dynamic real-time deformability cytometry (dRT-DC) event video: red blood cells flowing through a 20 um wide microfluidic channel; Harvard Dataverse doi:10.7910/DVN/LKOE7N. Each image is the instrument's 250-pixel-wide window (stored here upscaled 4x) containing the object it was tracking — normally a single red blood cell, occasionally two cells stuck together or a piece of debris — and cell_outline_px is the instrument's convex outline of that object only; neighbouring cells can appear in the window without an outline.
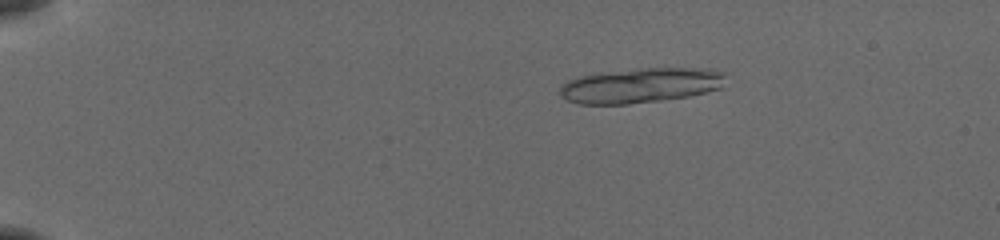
{"species": "common noctule bat (a hibernating species)", "species_latin": "Nyctalus noctula", "temperature_condition": "cold", "stored_images_in_passage": 24, "camera_frame_rate_fps": 3000, "um_per_image_px": 0.085, "animal": {"sex": "female", "body_mass_g": 19.5, "forearm_length_mm": 54.1}, "frame": {"image": 1, "passage_image": 11, "time_ms": 3.333, "image_size_px": [1000, 240], "cell_outline_px": [[724, 76], [720, 88], [688, 96], [628, 104], [580, 104], [568, 100], [560, 96], [560, 84], [568, 80], [580, 76], [644, 68], [712, 68], [724, 72]], "centroid_in_image_um": [54.44, 7.26], "position_along_channel_um": 30.6, "area_um2": 33.29}}